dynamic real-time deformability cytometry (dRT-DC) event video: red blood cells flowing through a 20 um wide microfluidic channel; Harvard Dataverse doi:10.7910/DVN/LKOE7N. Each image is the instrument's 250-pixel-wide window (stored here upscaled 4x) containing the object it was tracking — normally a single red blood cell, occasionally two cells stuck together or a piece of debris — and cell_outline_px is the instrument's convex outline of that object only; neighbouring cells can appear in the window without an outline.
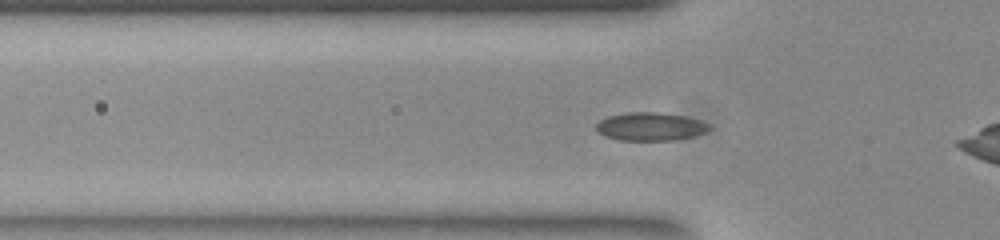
{"species": "common noctule bat (a hibernating species)", "species_latin": "Nyctalus noctula", "temperature_condition": "room temperature", "stored_images_in_passage": 45, "camera_frame_rate_fps": 3000, "um_per_image_px": 0.085, "animal": {"sex": "female", "body_mass_g": 23.0, "forearm_length_mm": 53.4}, "frame": {"image": 1, "passage_image": 8, "time_ms": 2.333, "image_size_px": [1000, 240], "cell_outline_px": [[712, 128], [704, 132], [692, 136], [672, 140], [620, 140], [604, 136], [596, 128], [596, 124], [600, 120], [608, 116], [628, 112], [656, 112], [684, 116], [708, 124]], "centroid_in_image_um": [55.24, 10.75], "position_along_channel_um": 70.6, "area_um2": 18.26}}
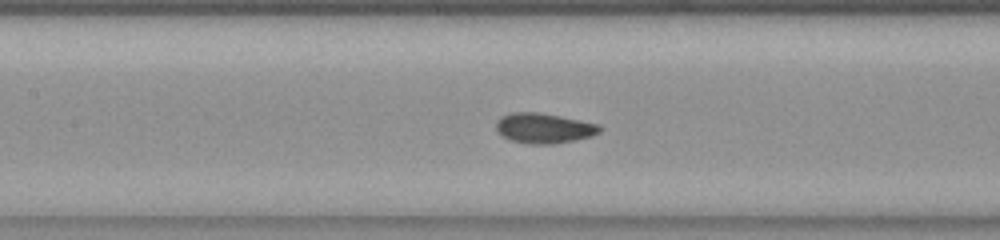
{"frame": {"image": 2, "passage_image": 15, "time_ms": 4.667, "image_size_px": [1000, 240], "cell_outline_px": [[600, 132], [592, 136], [552, 144], [532, 144], [512, 140], [504, 136], [496, 128], [496, 124], [500, 116], [512, 112], [540, 112], [600, 124]], "centroid_in_image_um": [46.24, 10.88], "position_along_channel_um": 161.2, "area_um2": 17.98}}
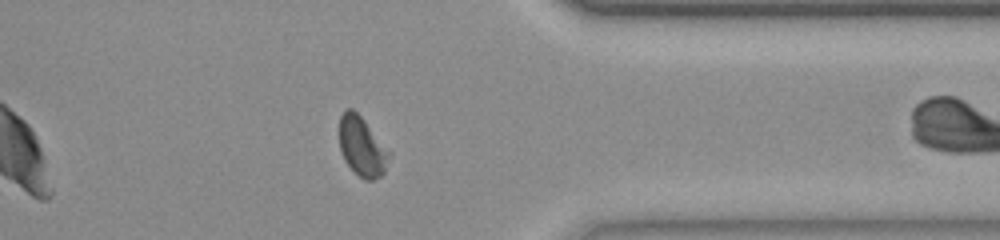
{"frame": {"image": 3, "passage_image": 33, "time_ms": 10.667, "image_size_px": [1000, 240], "cell_outline_px": [[392, 152], [384, 172], [380, 176], [372, 180], [364, 180], [344, 160], [340, 148], [340, 116], [348, 108], [352, 108], [360, 116]], "centroid_in_image_um": [30.8, 12.46], "position_along_channel_um": 380.6, "area_um2": 17.05}, "authors_computed_cell_mechanics": {"area_um2": 17.4556, "velocity_mm_per_s": 3.8524, "shape_relaxation_time_tau1_ms": 2.8045, "shape_relaxation_time_tau2_ms": 1.128, "deformation_change_tau1": 0.071, "deformation_change_tau2": 0.0492}}